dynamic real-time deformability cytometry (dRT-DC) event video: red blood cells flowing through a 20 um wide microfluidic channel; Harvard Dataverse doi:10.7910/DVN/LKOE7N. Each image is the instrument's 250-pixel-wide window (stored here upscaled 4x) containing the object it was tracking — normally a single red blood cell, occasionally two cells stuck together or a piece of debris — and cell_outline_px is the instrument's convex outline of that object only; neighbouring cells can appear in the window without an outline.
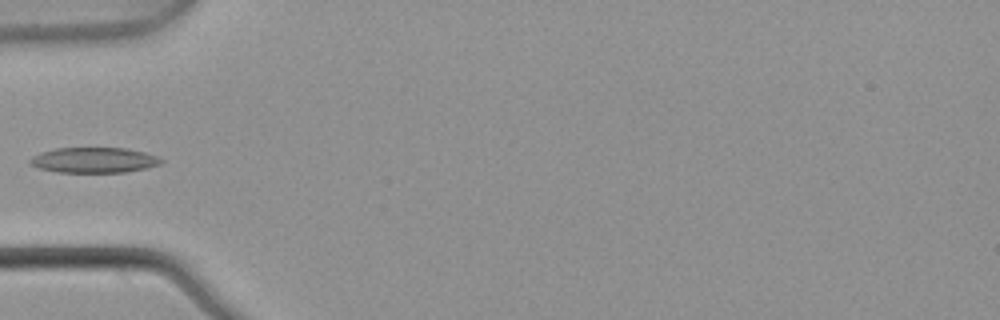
{"species": "common noctule bat (a hibernating species)", "species_latin": "Nyctalus noctula", "temperature_condition": "warm", "stored_images_in_passage": 3, "camera_frame_rate_fps": 3000, "um_per_image_px": 0.085, "animal": {"sex": "male", "body_mass_g": 21.5, "forearm_length_mm": 52.0}, "frame": {"image": 1, "passage_image": 3, "time_ms": 0.667, "image_size_px": [1000, 320], "cell_outline_px": [[164, 160], [160, 164], [148, 168], [124, 172], [56, 172], [40, 168], [28, 164], [28, 160], [32, 156], [40, 152], [56, 148], [124, 148], [144, 152], [156, 156]], "centroid_in_image_um": [7.96, 13.61], "position_along_channel_um": 77.0, "area_um2": 19.42}}